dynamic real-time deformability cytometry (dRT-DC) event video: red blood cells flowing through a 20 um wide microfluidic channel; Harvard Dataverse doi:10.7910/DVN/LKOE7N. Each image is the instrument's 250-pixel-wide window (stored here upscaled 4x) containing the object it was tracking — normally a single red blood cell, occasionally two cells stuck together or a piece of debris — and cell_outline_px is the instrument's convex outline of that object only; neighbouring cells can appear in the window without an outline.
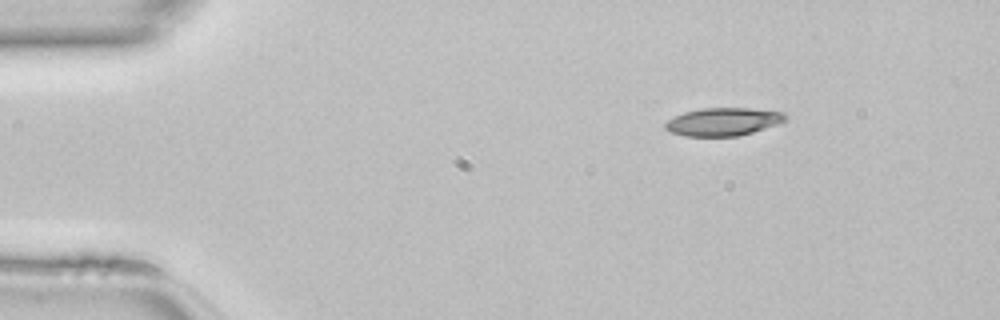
{"species": "common noctule bat (a hibernating species)", "species_latin": "Nyctalus noctula", "temperature_condition": "room temperature", "stored_images_in_passage": 41, "camera_frame_rate_fps": 3000, "um_per_image_px": 0.085, "animal": {"sex": "female", "body_mass_g": 22.7, "forearm_length_mm": 54.2}, "frame": {"image": 1, "passage_image": 1, "time_ms": 0.0, "image_size_px": [1000, 320], "cell_outline_px": [[788, 116], [780, 124], [752, 132], [736, 136], [684, 136], [668, 132], [664, 128], [664, 124], [668, 120], [684, 112], [700, 108], [748, 108], [784, 112]], "centroid_in_image_um": [61.46, 10.35], "position_along_channel_um": 23.5, "area_um2": 19.65}}
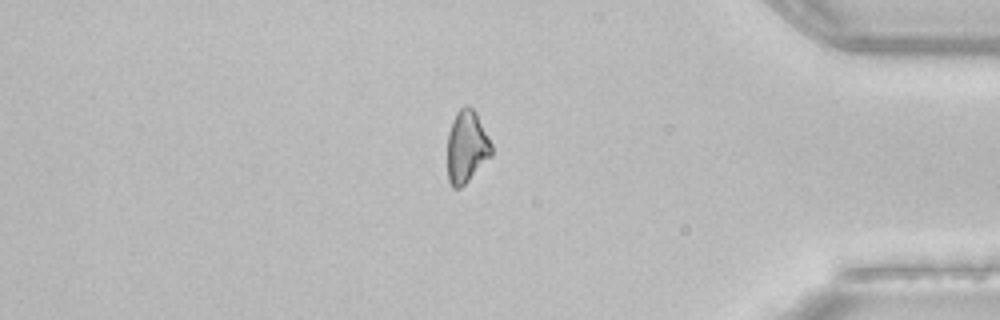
{"frame": {"image": 2, "passage_image": 34, "time_ms": 11.0, "image_size_px": [1000, 320], "cell_outline_px": [[492, 156], [460, 188], [452, 188], [448, 180], [448, 132], [452, 120], [456, 112], [464, 104], [468, 104], [476, 112], [492, 144]], "centroid_in_image_um": [39.66, 12.45], "position_along_channel_um": 395.5, "area_um2": 18.67}}